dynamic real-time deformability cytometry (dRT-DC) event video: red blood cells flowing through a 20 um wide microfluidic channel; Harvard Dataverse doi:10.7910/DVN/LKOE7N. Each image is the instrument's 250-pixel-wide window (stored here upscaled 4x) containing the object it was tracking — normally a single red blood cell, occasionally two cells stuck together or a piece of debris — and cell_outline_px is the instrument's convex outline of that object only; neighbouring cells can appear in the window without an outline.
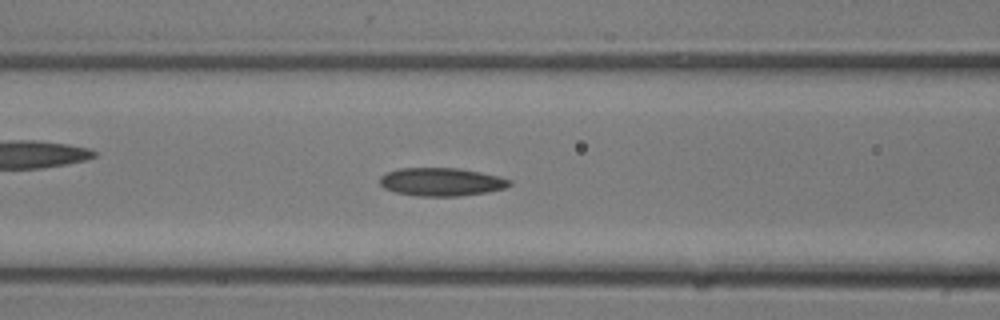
{"species": "common noctule bat (a hibernating species)", "species_latin": "Nyctalus noctula", "temperature_condition": "room temperature", "stored_images_in_passage": 12, "camera_frame_rate_fps": 3000, "um_per_image_px": 0.085, "animal": {"sex": "male", "body_mass_g": 13.3}, "frame": {"image": 1, "passage_image": 9, "time_ms": 2.667, "image_size_px": [1000, 320], "cell_outline_px": [[512, 184], [508, 188], [488, 192], [460, 196], [420, 196], [396, 192], [384, 188], [380, 184], [380, 176], [396, 168], [456, 168], [480, 172], [500, 176], [512, 180]], "centroid_in_image_um": [37.56, 15.46], "position_along_channel_um": 129.0, "area_um2": 21.44}}
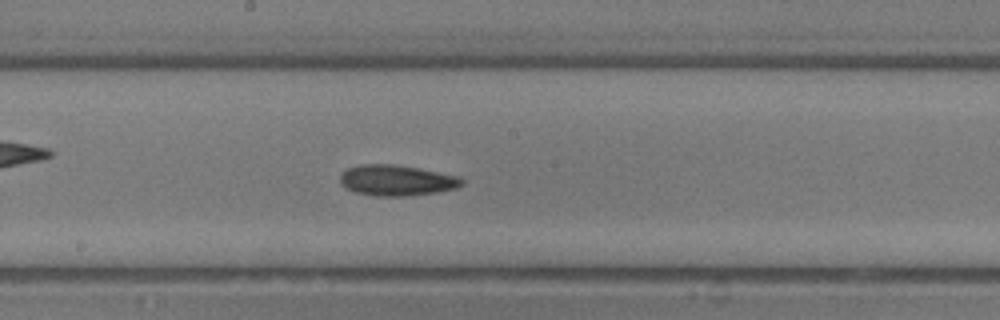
{"frame": {"image": 2, "passage_image": 12, "time_ms": 3.667, "image_size_px": [1000, 320], "cell_outline_px": [[464, 184], [456, 188], [436, 192], [408, 196], [376, 196], [356, 192], [344, 188], [340, 184], [340, 176], [348, 168], [360, 164], [392, 164], [420, 168], [460, 176], [464, 180]], "centroid_in_image_um": [33.73, 15.33], "position_along_channel_um": 214.5, "area_um2": 21.96}}